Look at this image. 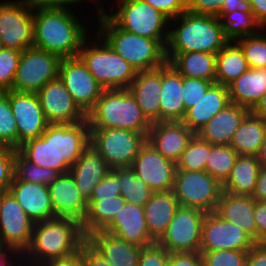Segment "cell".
<instances>
[{"instance_id": "cell-22", "label": "cell", "mask_w": 266, "mask_h": 266, "mask_svg": "<svg viewBox=\"0 0 266 266\" xmlns=\"http://www.w3.org/2000/svg\"><path fill=\"white\" fill-rule=\"evenodd\" d=\"M103 231L142 248L155 243L147 230L144 207L134 203L127 202Z\"/></svg>"}, {"instance_id": "cell-17", "label": "cell", "mask_w": 266, "mask_h": 266, "mask_svg": "<svg viewBox=\"0 0 266 266\" xmlns=\"http://www.w3.org/2000/svg\"><path fill=\"white\" fill-rule=\"evenodd\" d=\"M36 94L49 124H74L86 120V114L74 102L59 77L48 82Z\"/></svg>"}, {"instance_id": "cell-40", "label": "cell", "mask_w": 266, "mask_h": 266, "mask_svg": "<svg viewBox=\"0 0 266 266\" xmlns=\"http://www.w3.org/2000/svg\"><path fill=\"white\" fill-rule=\"evenodd\" d=\"M224 36L228 41H237L248 35L257 34L263 27L252 12L233 11L220 18Z\"/></svg>"}, {"instance_id": "cell-46", "label": "cell", "mask_w": 266, "mask_h": 266, "mask_svg": "<svg viewBox=\"0 0 266 266\" xmlns=\"http://www.w3.org/2000/svg\"><path fill=\"white\" fill-rule=\"evenodd\" d=\"M199 252L202 254V266H246L248 251L224 249Z\"/></svg>"}, {"instance_id": "cell-58", "label": "cell", "mask_w": 266, "mask_h": 266, "mask_svg": "<svg viewBox=\"0 0 266 266\" xmlns=\"http://www.w3.org/2000/svg\"><path fill=\"white\" fill-rule=\"evenodd\" d=\"M21 260L22 254L19 251L9 249L0 243V266H23Z\"/></svg>"}, {"instance_id": "cell-9", "label": "cell", "mask_w": 266, "mask_h": 266, "mask_svg": "<svg viewBox=\"0 0 266 266\" xmlns=\"http://www.w3.org/2000/svg\"><path fill=\"white\" fill-rule=\"evenodd\" d=\"M172 192L179 206L214 212L220 200L222 184L206 171L176 170Z\"/></svg>"}, {"instance_id": "cell-20", "label": "cell", "mask_w": 266, "mask_h": 266, "mask_svg": "<svg viewBox=\"0 0 266 266\" xmlns=\"http://www.w3.org/2000/svg\"><path fill=\"white\" fill-rule=\"evenodd\" d=\"M54 217L74 218L83 222L88 203L77 189L70 173L60 174L48 185Z\"/></svg>"}, {"instance_id": "cell-47", "label": "cell", "mask_w": 266, "mask_h": 266, "mask_svg": "<svg viewBox=\"0 0 266 266\" xmlns=\"http://www.w3.org/2000/svg\"><path fill=\"white\" fill-rule=\"evenodd\" d=\"M21 53L9 48L0 51V92L12 89Z\"/></svg>"}, {"instance_id": "cell-42", "label": "cell", "mask_w": 266, "mask_h": 266, "mask_svg": "<svg viewBox=\"0 0 266 266\" xmlns=\"http://www.w3.org/2000/svg\"><path fill=\"white\" fill-rule=\"evenodd\" d=\"M59 175L60 173L56 170L31 163L16 150L14 156V177L17 180L48 186Z\"/></svg>"}, {"instance_id": "cell-68", "label": "cell", "mask_w": 266, "mask_h": 266, "mask_svg": "<svg viewBox=\"0 0 266 266\" xmlns=\"http://www.w3.org/2000/svg\"><path fill=\"white\" fill-rule=\"evenodd\" d=\"M4 192H5V191H1V190H0V199H1V196L3 195Z\"/></svg>"}, {"instance_id": "cell-7", "label": "cell", "mask_w": 266, "mask_h": 266, "mask_svg": "<svg viewBox=\"0 0 266 266\" xmlns=\"http://www.w3.org/2000/svg\"><path fill=\"white\" fill-rule=\"evenodd\" d=\"M112 12L105 14L122 30L142 37L156 39L166 47L170 19L144 0H118Z\"/></svg>"}, {"instance_id": "cell-19", "label": "cell", "mask_w": 266, "mask_h": 266, "mask_svg": "<svg viewBox=\"0 0 266 266\" xmlns=\"http://www.w3.org/2000/svg\"><path fill=\"white\" fill-rule=\"evenodd\" d=\"M90 145V126L87 119L74 124H55L57 171L69 173L70 167Z\"/></svg>"}, {"instance_id": "cell-12", "label": "cell", "mask_w": 266, "mask_h": 266, "mask_svg": "<svg viewBox=\"0 0 266 266\" xmlns=\"http://www.w3.org/2000/svg\"><path fill=\"white\" fill-rule=\"evenodd\" d=\"M206 213L179 206L162 237L156 242L169 253L199 252L202 222Z\"/></svg>"}, {"instance_id": "cell-56", "label": "cell", "mask_w": 266, "mask_h": 266, "mask_svg": "<svg viewBox=\"0 0 266 266\" xmlns=\"http://www.w3.org/2000/svg\"><path fill=\"white\" fill-rule=\"evenodd\" d=\"M254 221L257 227V243H266V201H256Z\"/></svg>"}, {"instance_id": "cell-1", "label": "cell", "mask_w": 266, "mask_h": 266, "mask_svg": "<svg viewBox=\"0 0 266 266\" xmlns=\"http://www.w3.org/2000/svg\"><path fill=\"white\" fill-rule=\"evenodd\" d=\"M69 9L33 7V47L63 58L78 57L87 35L80 18Z\"/></svg>"}, {"instance_id": "cell-61", "label": "cell", "mask_w": 266, "mask_h": 266, "mask_svg": "<svg viewBox=\"0 0 266 266\" xmlns=\"http://www.w3.org/2000/svg\"><path fill=\"white\" fill-rule=\"evenodd\" d=\"M252 197L256 201H266V168H260Z\"/></svg>"}, {"instance_id": "cell-31", "label": "cell", "mask_w": 266, "mask_h": 266, "mask_svg": "<svg viewBox=\"0 0 266 266\" xmlns=\"http://www.w3.org/2000/svg\"><path fill=\"white\" fill-rule=\"evenodd\" d=\"M179 203L172 190L154 192L144 206V216L150 238L156 243L166 231Z\"/></svg>"}, {"instance_id": "cell-49", "label": "cell", "mask_w": 266, "mask_h": 266, "mask_svg": "<svg viewBox=\"0 0 266 266\" xmlns=\"http://www.w3.org/2000/svg\"><path fill=\"white\" fill-rule=\"evenodd\" d=\"M15 149L0 147V190L7 192L14 178Z\"/></svg>"}, {"instance_id": "cell-52", "label": "cell", "mask_w": 266, "mask_h": 266, "mask_svg": "<svg viewBox=\"0 0 266 266\" xmlns=\"http://www.w3.org/2000/svg\"><path fill=\"white\" fill-rule=\"evenodd\" d=\"M167 18L174 19L187 11V0H144Z\"/></svg>"}, {"instance_id": "cell-35", "label": "cell", "mask_w": 266, "mask_h": 266, "mask_svg": "<svg viewBox=\"0 0 266 266\" xmlns=\"http://www.w3.org/2000/svg\"><path fill=\"white\" fill-rule=\"evenodd\" d=\"M183 77L215 83L216 54L193 51L176 54L169 62Z\"/></svg>"}, {"instance_id": "cell-59", "label": "cell", "mask_w": 266, "mask_h": 266, "mask_svg": "<svg viewBox=\"0 0 266 266\" xmlns=\"http://www.w3.org/2000/svg\"><path fill=\"white\" fill-rule=\"evenodd\" d=\"M36 266H84V265L82 262V255L78 251L67 257L47 260Z\"/></svg>"}, {"instance_id": "cell-29", "label": "cell", "mask_w": 266, "mask_h": 266, "mask_svg": "<svg viewBox=\"0 0 266 266\" xmlns=\"http://www.w3.org/2000/svg\"><path fill=\"white\" fill-rule=\"evenodd\" d=\"M160 122L182 121L186 114L183 104V76L168 62L162 65Z\"/></svg>"}, {"instance_id": "cell-6", "label": "cell", "mask_w": 266, "mask_h": 266, "mask_svg": "<svg viewBox=\"0 0 266 266\" xmlns=\"http://www.w3.org/2000/svg\"><path fill=\"white\" fill-rule=\"evenodd\" d=\"M94 35L92 41L87 38L83 42L78 57L104 89H128L137 71L98 33Z\"/></svg>"}, {"instance_id": "cell-41", "label": "cell", "mask_w": 266, "mask_h": 266, "mask_svg": "<svg viewBox=\"0 0 266 266\" xmlns=\"http://www.w3.org/2000/svg\"><path fill=\"white\" fill-rule=\"evenodd\" d=\"M238 156L239 154L230 145L211 144L205 171L223 184L229 177Z\"/></svg>"}, {"instance_id": "cell-55", "label": "cell", "mask_w": 266, "mask_h": 266, "mask_svg": "<svg viewBox=\"0 0 266 266\" xmlns=\"http://www.w3.org/2000/svg\"><path fill=\"white\" fill-rule=\"evenodd\" d=\"M79 252L84 266H111L87 240L80 246Z\"/></svg>"}, {"instance_id": "cell-50", "label": "cell", "mask_w": 266, "mask_h": 266, "mask_svg": "<svg viewBox=\"0 0 266 266\" xmlns=\"http://www.w3.org/2000/svg\"><path fill=\"white\" fill-rule=\"evenodd\" d=\"M120 180L111 170L93 189L90 199H112L120 196Z\"/></svg>"}, {"instance_id": "cell-44", "label": "cell", "mask_w": 266, "mask_h": 266, "mask_svg": "<svg viewBox=\"0 0 266 266\" xmlns=\"http://www.w3.org/2000/svg\"><path fill=\"white\" fill-rule=\"evenodd\" d=\"M264 29V32H263ZM266 28L257 34L248 35L235 41L242 49L252 69L266 68Z\"/></svg>"}, {"instance_id": "cell-27", "label": "cell", "mask_w": 266, "mask_h": 266, "mask_svg": "<svg viewBox=\"0 0 266 266\" xmlns=\"http://www.w3.org/2000/svg\"><path fill=\"white\" fill-rule=\"evenodd\" d=\"M256 200L252 196L234 195L223 191L215 213L245 231L257 243V227L254 221Z\"/></svg>"}, {"instance_id": "cell-66", "label": "cell", "mask_w": 266, "mask_h": 266, "mask_svg": "<svg viewBox=\"0 0 266 266\" xmlns=\"http://www.w3.org/2000/svg\"><path fill=\"white\" fill-rule=\"evenodd\" d=\"M258 157V161L260 163V166L262 168H266V139L264 141V143L261 146V149L257 155Z\"/></svg>"}, {"instance_id": "cell-10", "label": "cell", "mask_w": 266, "mask_h": 266, "mask_svg": "<svg viewBox=\"0 0 266 266\" xmlns=\"http://www.w3.org/2000/svg\"><path fill=\"white\" fill-rule=\"evenodd\" d=\"M61 58L35 47L23 50L12 86L13 91L37 93L58 77Z\"/></svg>"}, {"instance_id": "cell-51", "label": "cell", "mask_w": 266, "mask_h": 266, "mask_svg": "<svg viewBox=\"0 0 266 266\" xmlns=\"http://www.w3.org/2000/svg\"><path fill=\"white\" fill-rule=\"evenodd\" d=\"M169 254L165 248L153 243L142 248L138 266H166Z\"/></svg>"}, {"instance_id": "cell-2", "label": "cell", "mask_w": 266, "mask_h": 266, "mask_svg": "<svg viewBox=\"0 0 266 266\" xmlns=\"http://www.w3.org/2000/svg\"><path fill=\"white\" fill-rule=\"evenodd\" d=\"M169 28L165 47L167 62L178 53L203 51L217 54L229 42L217 16L185 11L170 20Z\"/></svg>"}, {"instance_id": "cell-5", "label": "cell", "mask_w": 266, "mask_h": 266, "mask_svg": "<svg viewBox=\"0 0 266 266\" xmlns=\"http://www.w3.org/2000/svg\"><path fill=\"white\" fill-rule=\"evenodd\" d=\"M96 19V32L137 72L154 70L167 62L165 47L158 40L120 29L105 13Z\"/></svg>"}, {"instance_id": "cell-30", "label": "cell", "mask_w": 266, "mask_h": 266, "mask_svg": "<svg viewBox=\"0 0 266 266\" xmlns=\"http://www.w3.org/2000/svg\"><path fill=\"white\" fill-rule=\"evenodd\" d=\"M230 103L228 87L213 83L197 104L186 111L182 122L197 134L213 116Z\"/></svg>"}, {"instance_id": "cell-14", "label": "cell", "mask_w": 266, "mask_h": 266, "mask_svg": "<svg viewBox=\"0 0 266 266\" xmlns=\"http://www.w3.org/2000/svg\"><path fill=\"white\" fill-rule=\"evenodd\" d=\"M34 222L7 191L0 199V243L21 254L29 247Z\"/></svg>"}, {"instance_id": "cell-34", "label": "cell", "mask_w": 266, "mask_h": 266, "mask_svg": "<svg viewBox=\"0 0 266 266\" xmlns=\"http://www.w3.org/2000/svg\"><path fill=\"white\" fill-rule=\"evenodd\" d=\"M266 139V120L251 111L235 131L230 146L239 155H258Z\"/></svg>"}, {"instance_id": "cell-38", "label": "cell", "mask_w": 266, "mask_h": 266, "mask_svg": "<svg viewBox=\"0 0 266 266\" xmlns=\"http://www.w3.org/2000/svg\"><path fill=\"white\" fill-rule=\"evenodd\" d=\"M17 151L31 163L57 171L55 124H49L41 136L25 142Z\"/></svg>"}, {"instance_id": "cell-21", "label": "cell", "mask_w": 266, "mask_h": 266, "mask_svg": "<svg viewBox=\"0 0 266 266\" xmlns=\"http://www.w3.org/2000/svg\"><path fill=\"white\" fill-rule=\"evenodd\" d=\"M194 135L182 121L155 122L147 141L164 157L177 162Z\"/></svg>"}, {"instance_id": "cell-64", "label": "cell", "mask_w": 266, "mask_h": 266, "mask_svg": "<svg viewBox=\"0 0 266 266\" xmlns=\"http://www.w3.org/2000/svg\"><path fill=\"white\" fill-rule=\"evenodd\" d=\"M82 1L85 2V0H64V9H69V10H72V8H74V6L76 7V5L79 3L82 4ZM88 1V0H87ZM91 1V0H89ZM94 5H96V8H97V15L96 16H101L103 13H105V9H104V6L102 5L103 4V1L102 0H94ZM71 6H73L72 8H70Z\"/></svg>"}, {"instance_id": "cell-4", "label": "cell", "mask_w": 266, "mask_h": 266, "mask_svg": "<svg viewBox=\"0 0 266 266\" xmlns=\"http://www.w3.org/2000/svg\"><path fill=\"white\" fill-rule=\"evenodd\" d=\"M86 119L90 129L118 128L146 137L151 128L129 89H104Z\"/></svg>"}, {"instance_id": "cell-45", "label": "cell", "mask_w": 266, "mask_h": 266, "mask_svg": "<svg viewBox=\"0 0 266 266\" xmlns=\"http://www.w3.org/2000/svg\"><path fill=\"white\" fill-rule=\"evenodd\" d=\"M0 147L18 149V130L8 91L0 92Z\"/></svg>"}, {"instance_id": "cell-26", "label": "cell", "mask_w": 266, "mask_h": 266, "mask_svg": "<svg viewBox=\"0 0 266 266\" xmlns=\"http://www.w3.org/2000/svg\"><path fill=\"white\" fill-rule=\"evenodd\" d=\"M111 171L106 161L89 145L75 164L70 167L69 173L73 177L80 194L88 201L94 187Z\"/></svg>"}, {"instance_id": "cell-53", "label": "cell", "mask_w": 266, "mask_h": 266, "mask_svg": "<svg viewBox=\"0 0 266 266\" xmlns=\"http://www.w3.org/2000/svg\"><path fill=\"white\" fill-rule=\"evenodd\" d=\"M225 0H187V11L194 14L218 16Z\"/></svg>"}, {"instance_id": "cell-39", "label": "cell", "mask_w": 266, "mask_h": 266, "mask_svg": "<svg viewBox=\"0 0 266 266\" xmlns=\"http://www.w3.org/2000/svg\"><path fill=\"white\" fill-rule=\"evenodd\" d=\"M120 180V195L126 202L144 207L154 193L131 167L111 169Z\"/></svg>"}, {"instance_id": "cell-11", "label": "cell", "mask_w": 266, "mask_h": 266, "mask_svg": "<svg viewBox=\"0 0 266 266\" xmlns=\"http://www.w3.org/2000/svg\"><path fill=\"white\" fill-rule=\"evenodd\" d=\"M0 39L18 51L33 47V6L30 0L0 1Z\"/></svg>"}, {"instance_id": "cell-8", "label": "cell", "mask_w": 266, "mask_h": 266, "mask_svg": "<svg viewBox=\"0 0 266 266\" xmlns=\"http://www.w3.org/2000/svg\"><path fill=\"white\" fill-rule=\"evenodd\" d=\"M146 140L143 133L132 130L90 129V145L111 169L131 167Z\"/></svg>"}, {"instance_id": "cell-54", "label": "cell", "mask_w": 266, "mask_h": 266, "mask_svg": "<svg viewBox=\"0 0 266 266\" xmlns=\"http://www.w3.org/2000/svg\"><path fill=\"white\" fill-rule=\"evenodd\" d=\"M166 266H202V254L200 252L170 253Z\"/></svg>"}, {"instance_id": "cell-18", "label": "cell", "mask_w": 266, "mask_h": 266, "mask_svg": "<svg viewBox=\"0 0 266 266\" xmlns=\"http://www.w3.org/2000/svg\"><path fill=\"white\" fill-rule=\"evenodd\" d=\"M8 99L16 119L19 148L25 142L41 136L49 123L36 93L8 90Z\"/></svg>"}, {"instance_id": "cell-16", "label": "cell", "mask_w": 266, "mask_h": 266, "mask_svg": "<svg viewBox=\"0 0 266 266\" xmlns=\"http://www.w3.org/2000/svg\"><path fill=\"white\" fill-rule=\"evenodd\" d=\"M131 168L153 192L172 190L177 170L176 162L164 157L147 140L140 147Z\"/></svg>"}, {"instance_id": "cell-15", "label": "cell", "mask_w": 266, "mask_h": 266, "mask_svg": "<svg viewBox=\"0 0 266 266\" xmlns=\"http://www.w3.org/2000/svg\"><path fill=\"white\" fill-rule=\"evenodd\" d=\"M257 243L240 227L230 223L215 212L207 213L202 222L199 251L239 250L249 251Z\"/></svg>"}, {"instance_id": "cell-37", "label": "cell", "mask_w": 266, "mask_h": 266, "mask_svg": "<svg viewBox=\"0 0 266 266\" xmlns=\"http://www.w3.org/2000/svg\"><path fill=\"white\" fill-rule=\"evenodd\" d=\"M249 69L241 47L235 41H229L216 54L215 83L228 86Z\"/></svg>"}, {"instance_id": "cell-62", "label": "cell", "mask_w": 266, "mask_h": 266, "mask_svg": "<svg viewBox=\"0 0 266 266\" xmlns=\"http://www.w3.org/2000/svg\"><path fill=\"white\" fill-rule=\"evenodd\" d=\"M254 18L266 28V0H249Z\"/></svg>"}, {"instance_id": "cell-36", "label": "cell", "mask_w": 266, "mask_h": 266, "mask_svg": "<svg viewBox=\"0 0 266 266\" xmlns=\"http://www.w3.org/2000/svg\"><path fill=\"white\" fill-rule=\"evenodd\" d=\"M86 216L81 223L84 235L103 231L127 203L120 195L112 199H89Z\"/></svg>"}, {"instance_id": "cell-25", "label": "cell", "mask_w": 266, "mask_h": 266, "mask_svg": "<svg viewBox=\"0 0 266 266\" xmlns=\"http://www.w3.org/2000/svg\"><path fill=\"white\" fill-rule=\"evenodd\" d=\"M249 112L247 107L230 103L213 116L197 135L213 145H229L235 131Z\"/></svg>"}, {"instance_id": "cell-48", "label": "cell", "mask_w": 266, "mask_h": 266, "mask_svg": "<svg viewBox=\"0 0 266 266\" xmlns=\"http://www.w3.org/2000/svg\"><path fill=\"white\" fill-rule=\"evenodd\" d=\"M214 82L183 77V104L185 111L193 107L205 95Z\"/></svg>"}, {"instance_id": "cell-60", "label": "cell", "mask_w": 266, "mask_h": 266, "mask_svg": "<svg viewBox=\"0 0 266 266\" xmlns=\"http://www.w3.org/2000/svg\"><path fill=\"white\" fill-rule=\"evenodd\" d=\"M233 11L252 12L249 0H225L217 17L220 19L225 13Z\"/></svg>"}, {"instance_id": "cell-33", "label": "cell", "mask_w": 266, "mask_h": 266, "mask_svg": "<svg viewBox=\"0 0 266 266\" xmlns=\"http://www.w3.org/2000/svg\"><path fill=\"white\" fill-rule=\"evenodd\" d=\"M260 168L256 155H239L222 184V190L234 195L252 196Z\"/></svg>"}, {"instance_id": "cell-43", "label": "cell", "mask_w": 266, "mask_h": 266, "mask_svg": "<svg viewBox=\"0 0 266 266\" xmlns=\"http://www.w3.org/2000/svg\"><path fill=\"white\" fill-rule=\"evenodd\" d=\"M210 149L211 144L195 134L176 162L177 170L205 171Z\"/></svg>"}, {"instance_id": "cell-67", "label": "cell", "mask_w": 266, "mask_h": 266, "mask_svg": "<svg viewBox=\"0 0 266 266\" xmlns=\"http://www.w3.org/2000/svg\"><path fill=\"white\" fill-rule=\"evenodd\" d=\"M5 47H4V44H3V41L0 39V51L3 50Z\"/></svg>"}, {"instance_id": "cell-13", "label": "cell", "mask_w": 266, "mask_h": 266, "mask_svg": "<svg viewBox=\"0 0 266 266\" xmlns=\"http://www.w3.org/2000/svg\"><path fill=\"white\" fill-rule=\"evenodd\" d=\"M58 77L86 115L104 91L79 57L61 59Z\"/></svg>"}, {"instance_id": "cell-57", "label": "cell", "mask_w": 266, "mask_h": 266, "mask_svg": "<svg viewBox=\"0 0 266 266\" xmlns=\"http://www.w3.org/2000/svg\"><path fill=\"white\" fill-rule=\"evenodd\" d=\"M246 266H266V243H257L247 252Z\"/></svg>"}, {"instance_id": "cell-23", "label": "cell", "mask_w": 266, "mask_h": 266, "mask_svg": "<svg viewBox=\"0 0 266 266\" xmlns=\"http://www.w3.org/2000/svg\"><path fill=\"white\" fill-rule=\"evenodd\" d=\"M8 191L34 223L55 218L48 186L17 180L14 177Z\"/></svg>"}, {"instance_id": "cell-32", "label": "cell", "mask_w": 266, "mask_h": 266, "mask_svg": "<svg viewBox=\"0 0 266 266\" xmlns=\"http://www.w3.org/2000/svg\"><path fill=\"white\" fill-rule=\"evenodd\" d=\"M227 87L231 103L251 110L266 93V68H250Z\"/></svg>"}, {"instance_id": "cell-3", "label": "cell", "mask_w": 266, "mask_h": 266, "mask_svg": "<svg viewBox=\"0 0 266 266\" xmlns=\"http://www.w3.org/2000/svg\"><path fill=\"white\" fill-rule=\"evenodd\" d=\"M85 241L81 223L74 218L55 217L35 223L30 245L22 254V265L36 266L67 257L78 252Z\"/></svg>"}, {"instance_id": "cell-24", "label": "cell", "mask_w": 266, "mask_h": 266, "mask_svg": "<svg viewBox=\"0 0 266 266\" xmlns=\"http://www.w3.org/2000/svg\"><path fill=\"white\" fill-rule=\"evenodd\" d=\"M128 89L147 120L151 124L160 122L162 66L154 70L137 72Z\"/></svg>"}, {"instance_id": "cell-63", "label": "cell", "mask_w": 266, "mask_h": 266, "mask_svg": "<svg viewBox=\"0 0 266 266\" xmlns=\"http://www.w3.org/2000/svg\"><path fill=\"white\" fill-rule=\"evenodd\" d=\"M33 7L45 9H64V0H30Z\"/></svg>"}, {"instance_id": "cell-65", "label": "cell", "mask_w": 266, "mask_h": 266, "mask_svg": "<svg viewBox=\"0 0 266 266\" xmlns=\"http://www.w3.org/2000/svg\"><path fill=\"white\" fill-rule=\"evenodd\" d=\"M254 115L266 120V93L260 98V100L250 110Z\"/></svg>"}, {"instance_id": "cell-28", "label": "cell", "mask_w": 266, "mask_h": 266, "mask_svg": "<svg viewBox=\"0 0 266 266\" xmlns=\"http://www.w3.org/2000/svg\"><path fill=\"white\" fill-rule=\"evenodd\" d=\"M86 240L111 266H138L142 247L129 244L106 231H96Z\"/></svg>"}]
</instances>
